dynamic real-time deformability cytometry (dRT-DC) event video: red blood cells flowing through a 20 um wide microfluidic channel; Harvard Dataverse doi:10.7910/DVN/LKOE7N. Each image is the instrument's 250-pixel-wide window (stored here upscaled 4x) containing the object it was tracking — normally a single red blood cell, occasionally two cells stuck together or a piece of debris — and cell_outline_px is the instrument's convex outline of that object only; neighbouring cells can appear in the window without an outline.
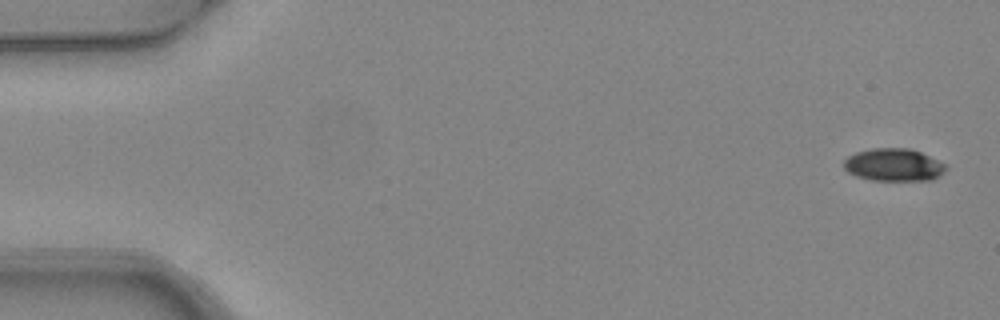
{"species": "common noctule bat (a hibernating species)", "species_latin": "Nyctalus noctula", "temperature_condition": "warm", "stored_images_in_passage": 4, "camera_frame_rate_fps": 3000, "um_per_image_px": 0.085, "animal": {"sex": "female", "body_mass_g": 24.6, "forearm_length_mm": 56.2}, "frame": {"image": 1, "passage_image": 1, "time_ms": 0.0, "image_size_px": [1000, 320], "cell_outline_px": [[948, 168], [944, 172], [932, 180], [872, 180], [856, 176], [848, 172], [844, 168], [844, 160], [848, 156], [856, 152], [872, 148], [912, 148], [944, 164]], "centroid_in_image_um": [75.94, 14.01], "position_along_channel_um": 9.1, "area_um2": 19.31}}
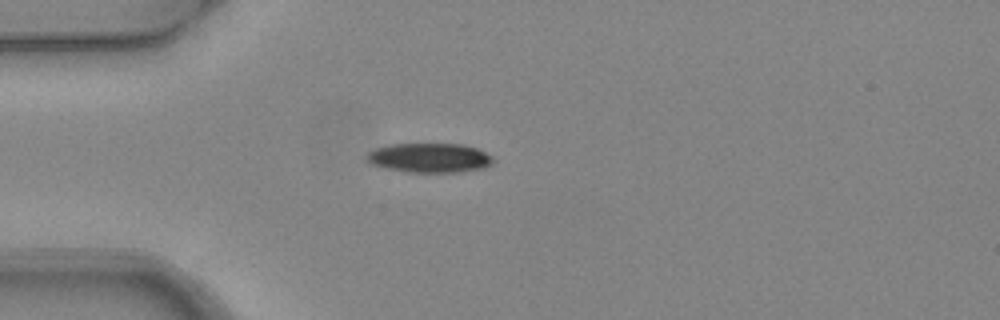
{"frame": {"image": 2, "passage_image": 4, "time_ms": 1.0, "image_size_px": [1000, 320], "cell_outline_px": [[492, 164], [484, 168], [456, 172], [408, 172], [388, 168], [372, 164], [368, 160], [368, 152], [376, 148], [388, 144], [464, 144], [476, 148], [492, 156]], "centroid_in_image_um": [36.53, 13.41], "position_along_channel_um": 48.5, "area_um2": 21.44}}